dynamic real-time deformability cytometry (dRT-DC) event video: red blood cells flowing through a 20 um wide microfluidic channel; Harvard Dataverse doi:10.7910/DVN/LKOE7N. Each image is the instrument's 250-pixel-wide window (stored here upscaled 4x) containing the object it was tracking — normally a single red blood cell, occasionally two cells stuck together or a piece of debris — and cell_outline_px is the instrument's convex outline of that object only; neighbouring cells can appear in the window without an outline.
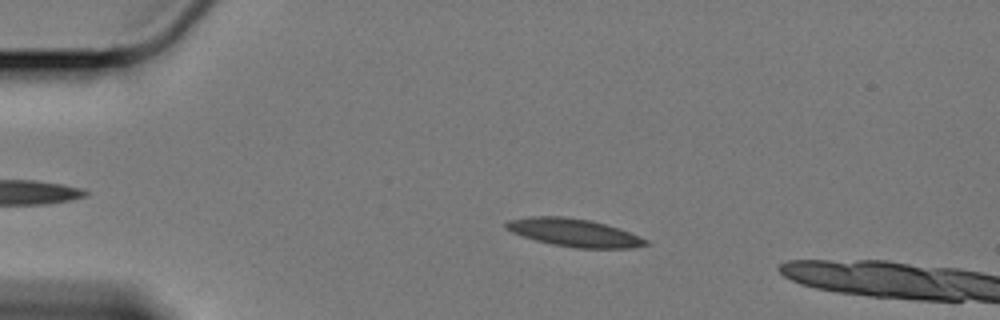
{"species": "Egyptian fruit bat (a non-hibernating species)", "species_latin": "Rousettus aegyptiacus", "temperature_condition": "cold", "stored_images_in_passage": 16, "camera_frame_rate_fps": 3000, "um_per_image_px": 0.085, "animal": {"sex": "female"}, "frame": {"image": 1, "passage_image": 12, "time_ms": 3.667, "image_size_px": [1000, 320], "cell_outline_px": [[652, 244], [632, 248], [576, 248], [552, 244], [536, 240], [512, 232], [504, 228], [504, 224], [508, 220], [528, 216], [564, 216], [592, 220], [620, 228], [640, 236], [648, 240]], "centroid_in_image_um": [48.83, 19.76], "position_along_channel_um": 36.2, "area_um2": 22.95}}